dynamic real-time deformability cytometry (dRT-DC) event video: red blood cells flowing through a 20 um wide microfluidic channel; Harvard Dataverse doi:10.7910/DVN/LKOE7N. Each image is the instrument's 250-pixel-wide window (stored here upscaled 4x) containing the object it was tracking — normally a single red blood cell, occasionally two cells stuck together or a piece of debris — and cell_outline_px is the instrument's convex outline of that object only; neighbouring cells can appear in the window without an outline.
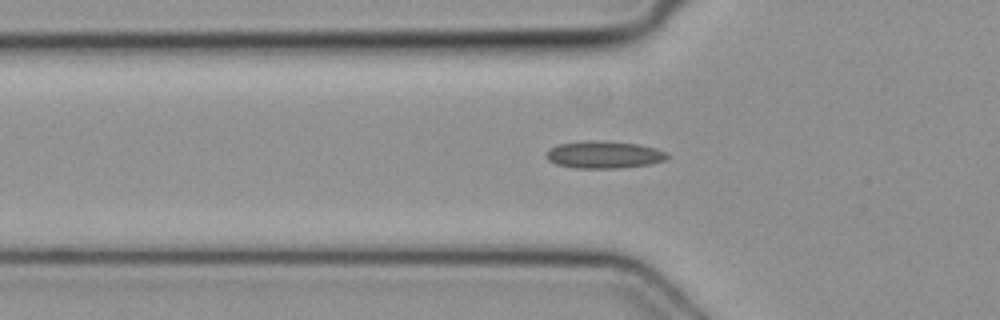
{"species": "common noctule bat (a hibernating species)", "species_latin": "Nyctalus noctula", "temperature_condition": "cold", "stored_images_in_passage": 46, "camera_frame_rate_fps": 3000, "um_per_image_px": 0.085, "animal": {"sex": "female", "body_mass_g": 19.3, "forearm_length_mm": 54.1}, "frame": {"image": 1, "passage_image": 17, "time_ms": 5.333, "image_size_px": [1000, 320], "cell_outline_px": [[668, 156], [664, 160], [652, 164], [620, 168], [576, 168], [556, 164], [548, 160], [544, 156], [548, 148], [556, 144], [600, 140], [640, 144], [656, 148], [664, 152]], "centroid_in_image_um": [51.3, 13.15], "position_along_channel_um": 74.5, "area_um2": 19.31}}
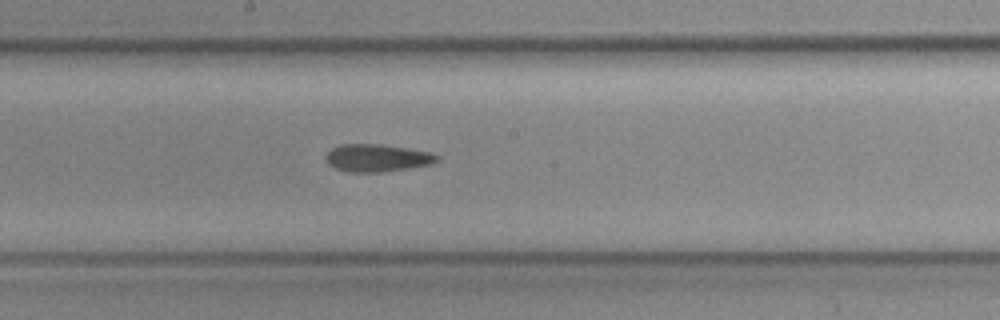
{"frame": {"image": 2, "passage_image": 27, "time_ms": 8.667, "image_size_px": [1000, 320], "cell_outline_px": [[440, 160], [432, 164], [408, 168], [380, 172], [348, 172], [336, 168], [328, 164], [324, 156], [332, 148], [340, 144], [380, 144], [428, 152], [440, 156]], "centroid_in_image_um": [32.03, 13.43], "position_along_channel_um": 216.2, "area_um2": 17.74}}
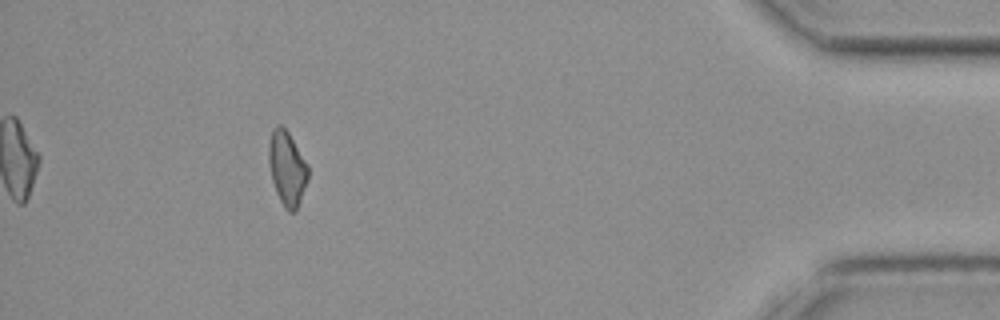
{"frame": {"image": 3, "passage_image": 45, "time_ms": 14.667, "image_size_px": [1000, 320], "cell_outline_px": [[308, 180], [296, 212], [288, 212], [284, 208], [276, 192], [272, 180], [268, 164], [268, 144], [272, 132], [276, 124], [280, 124], [288, 132], [308, 164]], "centroid_in_image_um": [24.4, 14.32], "position_along_channel_um": 410.8, "area_um2": 17.17}}